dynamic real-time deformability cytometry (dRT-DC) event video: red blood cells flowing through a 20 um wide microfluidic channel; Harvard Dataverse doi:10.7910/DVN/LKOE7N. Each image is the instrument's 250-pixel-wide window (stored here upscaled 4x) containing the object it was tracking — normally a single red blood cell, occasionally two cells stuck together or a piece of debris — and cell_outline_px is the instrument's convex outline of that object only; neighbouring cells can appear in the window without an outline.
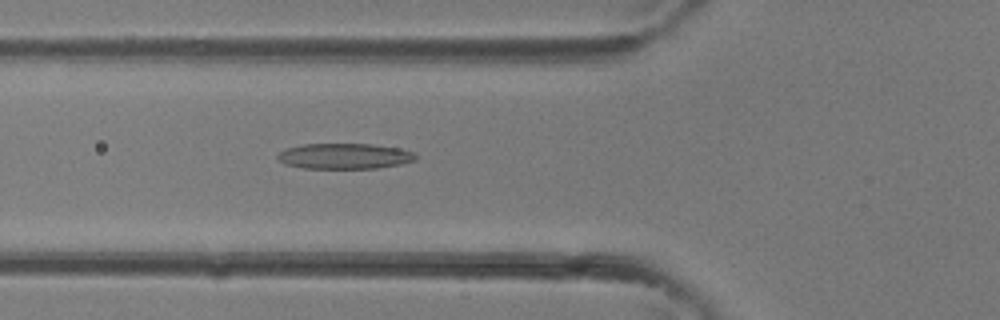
{"species": "common noctule bat (a hibernating species)", "species_latin": "Nyctalus noctula", "temperature_condition": "room temperature", "stored_images_in_passage": 26, "camera_frame_rate_fps": 3000, "um_per_image_px": 0.085, "animal": {"sex": "female"}, "frame": {"image": 1, "passage_image": 3, "time_ms": 0.667, "image_size_px": [1000, 320], "cell_outline_px": [[416, 160], [400, 164], [376, 168], [304, 168], [284, 164], [276, 156], [284, 148], [304, 144], [372, 144], [400, 148], [412, 152], [416, 156]], "centroid_in_image_um": [29.26, 13.26], "position_along_channel_um": 96.5, "area_um2": 20.52}}
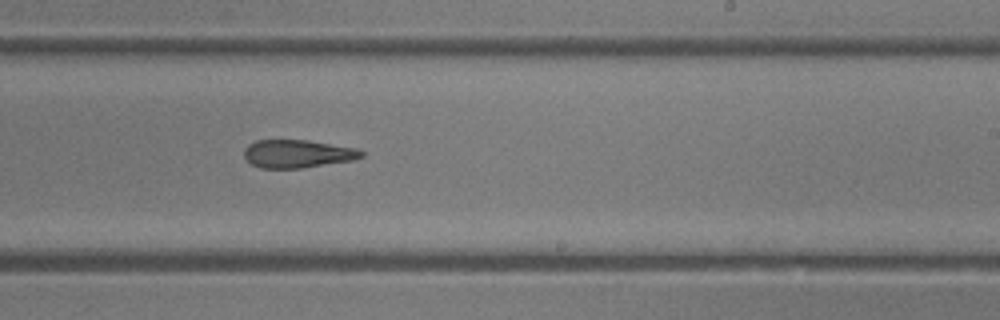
{"frame": {"image": 2, "passage_image": 12, "time_ms": 3.667, "image_size_px": [1000, 320], "cell_outline_px": [[364, 156], [352, 160], [304, 168], [260, 168], [252, 164], [244, 156], [244, 148], [248, 144], [256, 140], [308, 140], [356, 148], [364, 152]], "centroid_in_image_um": [25.28, 13.07], "position_along_channel_um": 263.7, "area_um2": 19.19}}
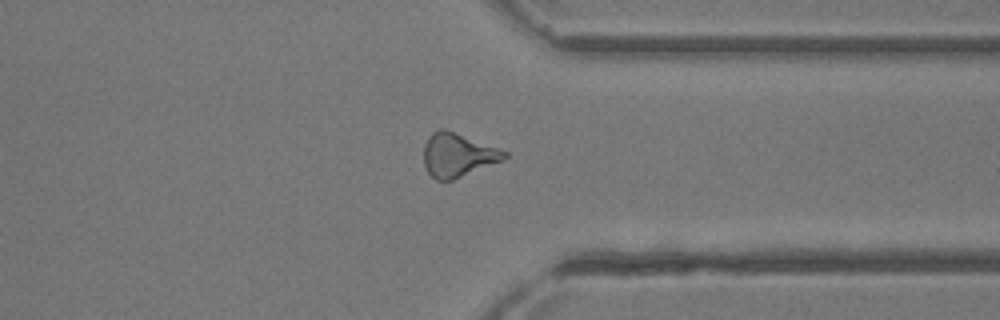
{"frame": {"image": 3, "passage_image": 18, "time_ms": 5.667, "image_size_px": [1000, 320], "cell_outline_px": [[508, 156], [504, 160], [452, 180], [436, 180], [428, 172], [424, 164], [424, 144], [428, 136], [432, 132], [440, 128], [444, 128], [508, 152]], "centroid_in_image_um": [38.89, 13.17], "position_along_channel_um": 372.5, "area_um2": 20.4}}